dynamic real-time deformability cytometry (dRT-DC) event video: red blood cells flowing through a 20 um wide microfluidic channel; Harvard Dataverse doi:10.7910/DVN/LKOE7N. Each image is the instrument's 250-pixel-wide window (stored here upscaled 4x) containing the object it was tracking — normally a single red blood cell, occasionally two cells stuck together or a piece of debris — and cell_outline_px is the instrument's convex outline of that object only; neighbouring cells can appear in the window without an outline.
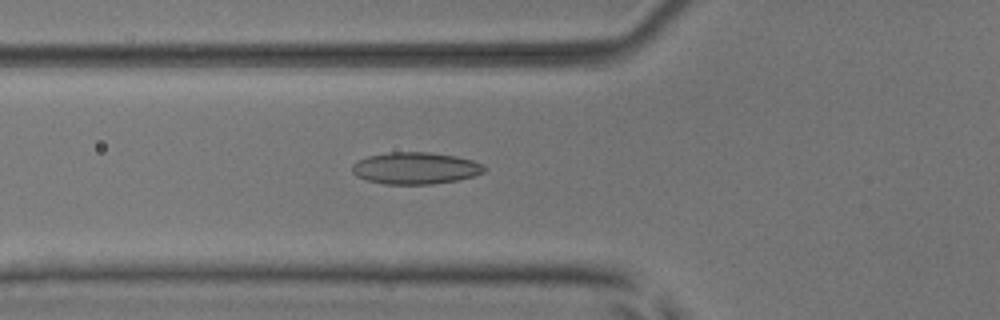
{"species": "common noctule bat (a hibernating species)", "species_latin": "Nyctalus noctula", "temperature_condition": "room temperature", "stored_images_in_passage": 54, "camera_frame_rate_fps": 3000, "um_per_image_px": 0.085, "animal": {"sex": "male", "body_mass_g": 17.9, "forearm_length_mm": 54.2}, "frame": {"image": 1, "passage_image": 20, "time_ms": 6.333, "image_size_px": [1000, 320], "cell_outline_px": [[488, 168], [484, 172], [472, 176], [456, 180], [432, 184], [384, 184], [368, 180], [356, 176], [352, 172], [352, 164], [368, 156], [388, 152], [432, 152], [456, 156], [472, 160]], "centroid_in_image_um": [35.31, 14.29], "position_along_channel_um": 90.5, "area_um2": 24.45}}
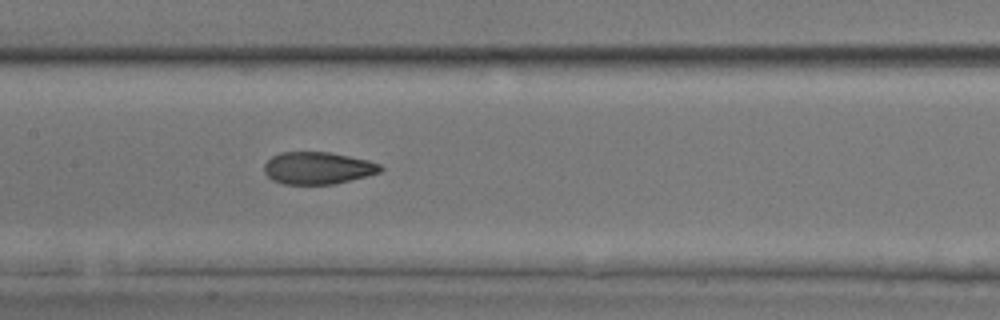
{"frame": {"image": 2, "passage_image": 27, "time_ms": 8.667, "image_size_px": [1000, 320], "cell_outline_px": [[384, 168], [380, 172], [332, 184], [284, 184], [272, 180], [264, 172], [264, 164], [272, 156], [280, 152], [328, 152], [368, 160], [380, 164]], "centroid_in_image_um": [26.98, 14.28], "position_along_channel_um": 180.4, "area_um2": 21.62}}
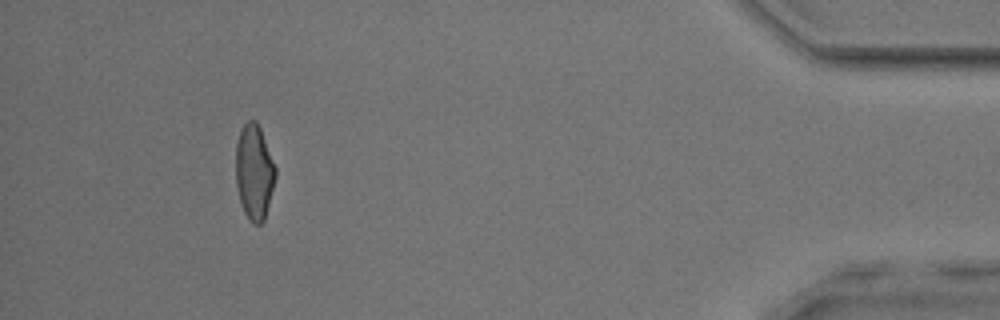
{"frame": {"image": 3, "passage_image": 50, "time_ms": 16.333, "image_size_px": [1000, 320], "cell_outline_px": [[276, 176], [264, 220], [260, 224], [256, 224], [244, 212], [240, 200], [236, 184], [236, 144], [240, 132], [244, 124], [248, 120], [256, 120], [260, 128], [276, 168]], "centroid_in_image_um": [21.61, 14.59], "position_along_channel_um": 413.6, "area_um2": 21.62}, "authors_computed_cell_mechanics": {"area_um2": 22.7732, "velocity_mm_per_s": 3.8404, "shape_relaxation_time_tau1_ms": 9.1516, "shape_relaxation_time_tau2_ms": 1.245, "deformation_change_tau1": 0.22, "deformation_change_tau2": 0.0718}}